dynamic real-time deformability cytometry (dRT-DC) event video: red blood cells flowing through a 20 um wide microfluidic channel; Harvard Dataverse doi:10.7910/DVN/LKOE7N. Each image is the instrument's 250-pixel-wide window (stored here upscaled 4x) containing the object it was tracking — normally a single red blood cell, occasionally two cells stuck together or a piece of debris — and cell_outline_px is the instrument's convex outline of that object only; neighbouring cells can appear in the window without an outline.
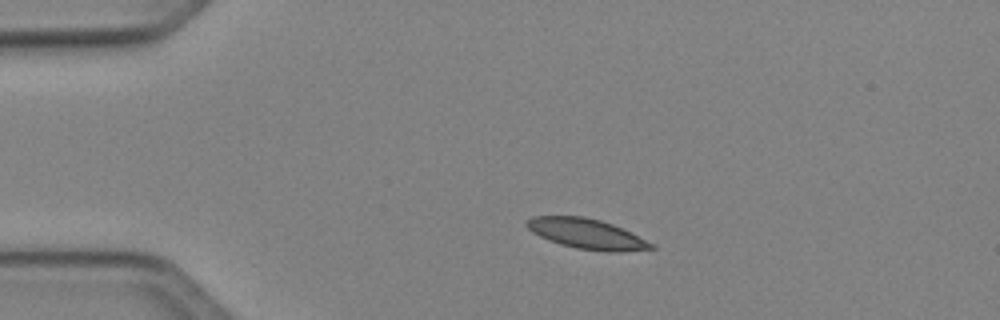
{"species": "Egyptian fruit bat (a non-hibernating species)", "species_latin": "Rousettus aegyptiacus", "temperature_condition": "cold", "stored_images_in_passage": 40, "camera_frame_rate_fps": 3000, "um_per_image_px": 0.085, "animal": {"sex": "female"}, "frame": {"image": 1, "passage_image": 1, "time_ms": 0.0, "image_size_px": [1000, 320], "cell_outline_px": [[656, 248], [620, 252], [608, 252], [576, 248], [560, 244], [548, 240], [532, 232], [524, 224], [532, 216], [584, 216], [600, 220], [612, 224], [656, 244]], "centroid_in_image_um": [49.88, 19.88], "position_along_channel_um": 35.1, "area_um2": 21.85}}
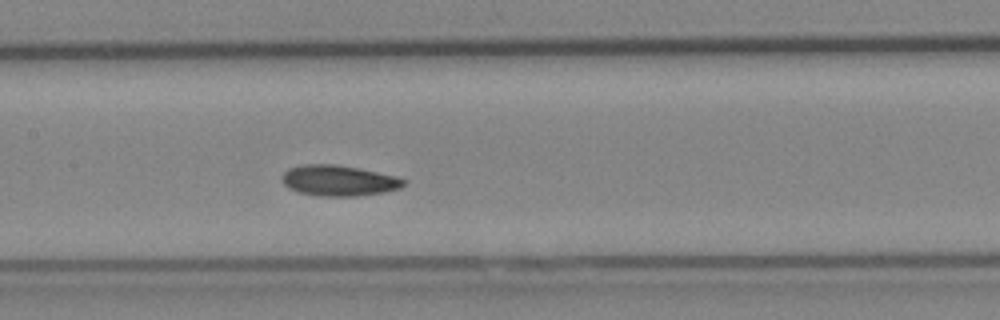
{"frame": {"image": 2, "passage_image": 15, "time_ms": 4.667, "image_size_px": [1000, 320], "cell_outline_px": [[408, 180], [400, 188], [384, 192], [360, 196], [316, 196], [300, 192], [288, 188], [284, 184], [280, 176], [288, 168], [304, 164], [336, 164], [396, 176]], "centroid_in_image_um": [28.77, 15.35], "position_along_channel_um": 178.6, "area_um2": 21.85}}
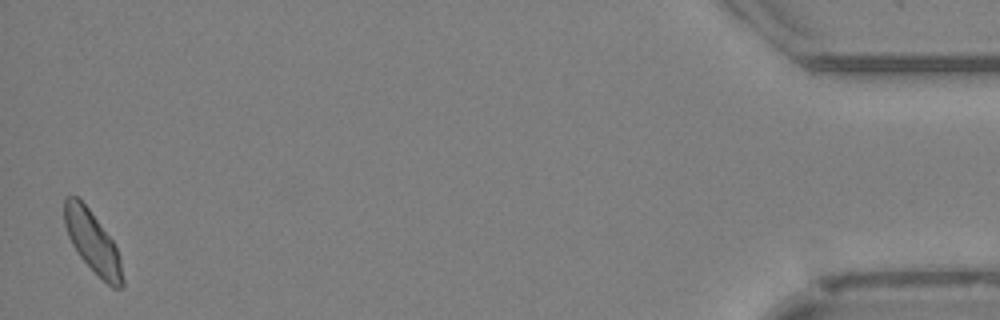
{"frame": {"image": 3, "passage_image": 40, "time_ms": 13.0, "image_size_px": [1000, 320], "cell_outline_px": [[124, 284], [120, 288], [112, 288], [80, 256], [72, 244], [68, 236], [64, 224], [64, 200], [68, 196], [76, 196], [88, 208], [112, 240], [116, 248], [120, 260], [124, 280]], "centroid_in_image_um": [7.86, 20.57], "position_along_channel_um": 427.3, "area_um2": 20.23}, "authors_computed_cell_mechanics": {"area_um2": 21.2126, "velocity_mm_per_s": 4.0279, "shape_relaxation_time_tau1_ms": 3.9152, "shape_relaxation_time_tau2_ms": null, "deformation_change_tau1": 0.0863, "deformation_change_tau2": null}}